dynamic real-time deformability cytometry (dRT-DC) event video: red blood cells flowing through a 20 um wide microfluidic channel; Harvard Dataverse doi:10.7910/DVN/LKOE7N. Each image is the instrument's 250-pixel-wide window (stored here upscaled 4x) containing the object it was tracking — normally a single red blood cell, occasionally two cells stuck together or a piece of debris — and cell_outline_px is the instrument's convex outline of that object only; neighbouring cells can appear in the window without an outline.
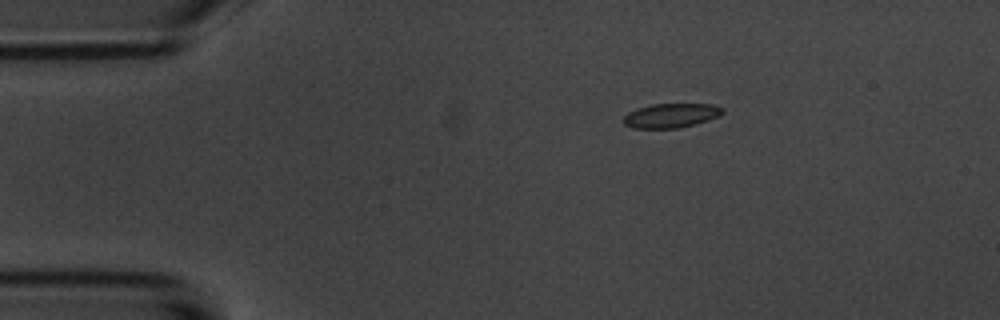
{"species": "common noctule bat (a hibernating species)", "species_latin": "Nyctalus noctula", "temperature_condition": "room temperature", "stored_images_in_passage": 48, "camera_frame_rate_fps": 3000, "um_per_image_px": 0.085, "animal": {"sex": "male", "body_mass_g": 20.1, "forearm_length_mm": 53.5}, "frame": {"image": 1, "passage_image": 1, "time_ms": 0.0, "image_size_px": [1000, 320], "cell_outline_px": [[724, 112], [720, 116], [696, 124], [680, 128], [632, 128], [624, 124], [624, 116], [628, 112], [636, 108], [652, 104], [712, 104], [724, 108]], "centroid_in_image_um": [57.05, 9.82], "position_along_channel_um": 27.9, "area_um2": 14.16}}
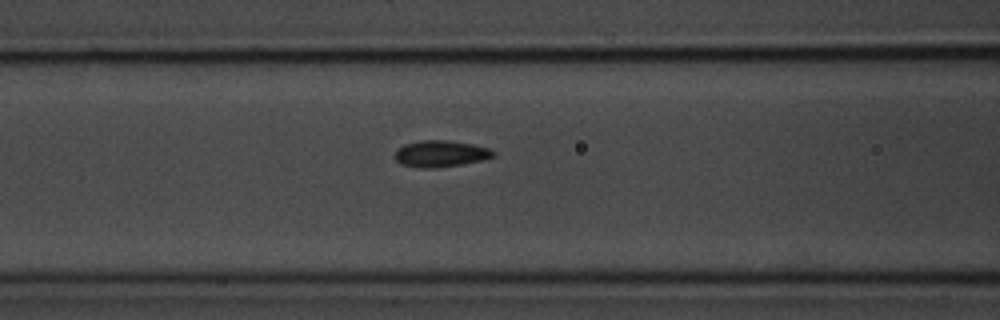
{"frame": {"image": 2, "passage_image": 14, "time_ms": 4.333, "image_size_px": [1000, 320], "cell_outline_px": [[496, 156], [484, 160], [436, 168], [416, 168], [400, 164], [396, 160], [396, 152], [404, 144], [420, 140], [448, 140], [472, 144], [488, 148], [496, 152]], "centroid_in_image_um": [37.47, 13.07], "position_along_channel_um": 129.1, "area_um2": 15.26}}
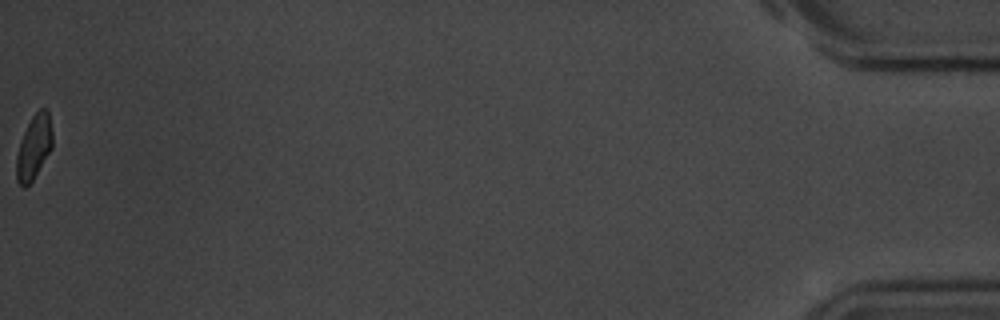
{"frame": {"image": 3, "passage_image": 48, "time_ms": 15.667, "image_size_px": [1000, 320], "cell_outline_px": [[52, 148], [32, 180], [24, 188], [16, 180], [16, 156], [24, 132], [32, 116], [40, 108], [48, 108], [52, 132]], "centroid_in_image_um": [2.89, 12.48], "position_along_channel_um": 432.3, "area_um2": 13.29}, "authors_computed_cell_mechanics": {"area_um2": 14.5078, "velocity_mm_per_s": 3.5639, "shape_relaxation_time_tau1_ms": 2.3657, "shape_relaxation_time_tau2_ms": null, "deformation_change_tau1": 0.083, "deformation_change_tau2": null}}